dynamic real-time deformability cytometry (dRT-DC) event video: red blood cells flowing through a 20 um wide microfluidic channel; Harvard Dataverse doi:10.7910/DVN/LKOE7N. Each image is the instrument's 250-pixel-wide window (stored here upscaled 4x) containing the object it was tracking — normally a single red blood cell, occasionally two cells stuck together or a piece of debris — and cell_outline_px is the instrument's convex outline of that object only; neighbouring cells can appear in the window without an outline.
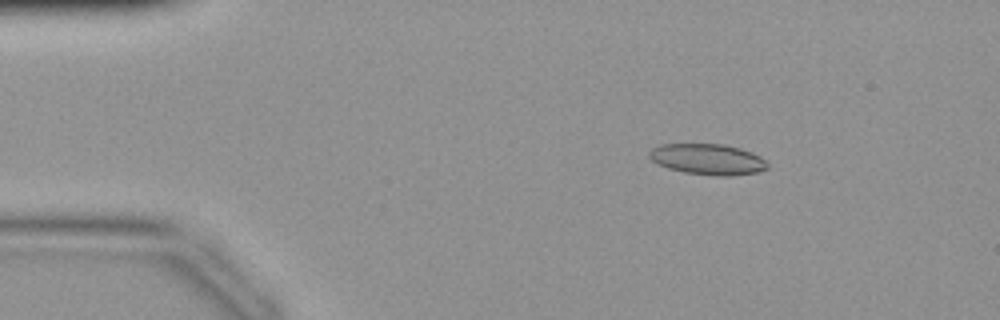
{"species": "common noctule bat (a hibernating species)", "species_latin": "Nyctalus noctula", "temperature_condition": "warm", "stored_images_in_passage": 43, "camera_frame_rate_fps": 3000, "um_per_image_px": 0.085, "animal": {"sex": "female", "body_mass_g": 19.9}, "frame": {"image": 1, "passage_image": 7, "time_ms": 2.0, "image_size_px": [1000, 320], "cell_outline_px": [[768, 168], [760, 172], [732, 176], [716, 176], [684, 172], [668, 168], [656, 164], [648, 156], [648, 152], [652, 148], [660, 144], [724, 144], [740, 148], [752, 152], [760, 156], [768, 164]], "centroid_in_image_um": [60.16, 13.54], "position_along_channel_um": 24.8, "area_um2": 21.5}}
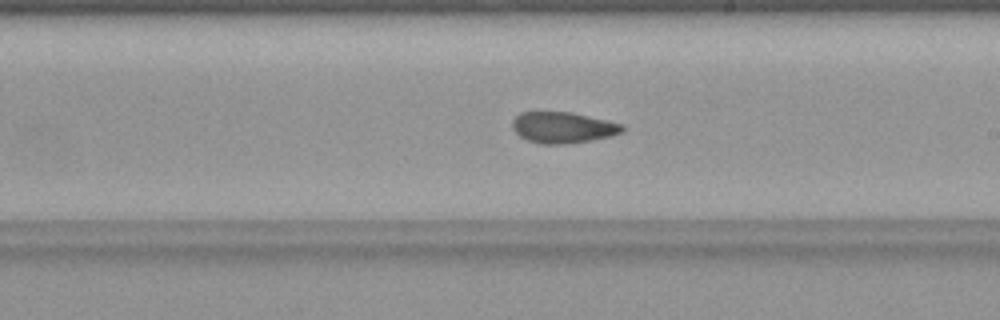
{"frame": {"image": 2, "passage_image": 25, "time_ms": 8.0, "image_size_px": [1000, 320], "cell_outline_px": [[624, 132], [612, 136], [592, 140], [564, 144], [540, 144], [528, 140], [520, 136], [512, 128], [512, 120], [520, 112], [572, 112], [624, 124]], "centroid_in_image_um": [47.87, 10.84], "position_along_channel_um": 241.1, "area_um2": 20.06}}
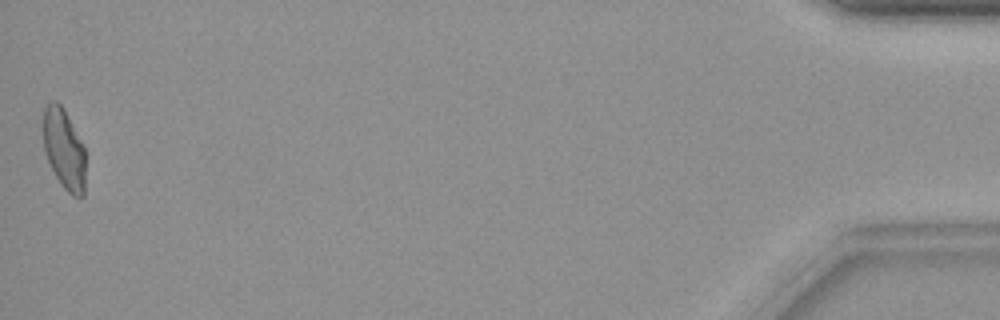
{"frame": {"image": 3, "passage_image": 43, "time_ms": 14.0, "image_size_px": [1000, 320], "cell_outline_px": [[84, 196], [72, 196], [60, 184], [48, 160], [44, 148], [44, 108], [52, 100], [56, 100], [64, 108], [84, 144]], "centroid_in_image_um": [5.45, 12.65], "position_along_channel_um": 429.7, "area_um2": 19.71}}